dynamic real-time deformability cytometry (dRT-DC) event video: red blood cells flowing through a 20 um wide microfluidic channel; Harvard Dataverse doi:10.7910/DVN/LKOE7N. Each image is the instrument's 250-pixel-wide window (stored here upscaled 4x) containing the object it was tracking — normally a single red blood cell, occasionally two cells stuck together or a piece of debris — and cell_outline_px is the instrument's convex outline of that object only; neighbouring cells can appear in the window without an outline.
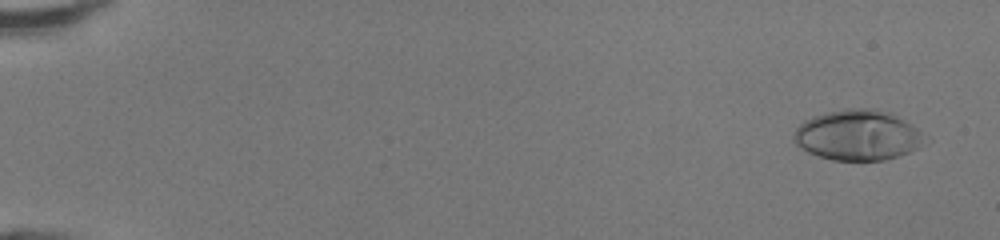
{"species": "human", "species_latin": "Homo sapiens", "temperature_condition": "room temperature", "stored_images_in_passage": 49, "camera_frame_rate_fps": 3000, "um_per_image_px": 0.085, "donor": {"sex": "female"}, "frame": {"image": 1, "passage_image": 3, "time_ms": 0.667, "image_size_px": [1000, 240], "cell_outline_px": [[924, 140], [916, 148], [908, 152], [884, 160], [832, 160], [808, 152], [796, 144], [792, 140], [792, 136], [796, 128], [804, 120], [812, 116], [828, 112], [848, 108], [864, 108], [888, 112], [904, 120], [916, 128], [924, 136]], "centroid_in_image_um": [72.84, 11.49], "position_along_channel_um": 12.2, "area_um2": 37.92}}
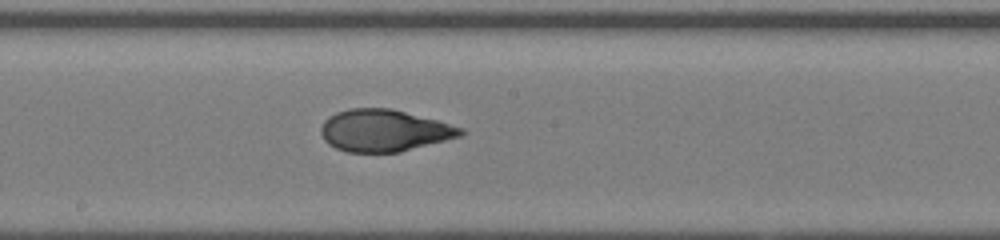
{"frame": {"image": 2, "passage_image": 29, "time_ms": 9.333, "image_size_px": [1000, 240], "cell_outline_px": [[464, 136], [400, 152], [348, 152], [336, 148], [328, 144], [324, 140], [320, 132], [320, 128], [324, 120], [328, 116], [336, 112], [348, 108], [392, 108], [436, 120], [464, 128]], "centroid_in_image_um": [32.65, 11.09], "position_along_channel_um": 215.6, "area_um2": 34.39}}
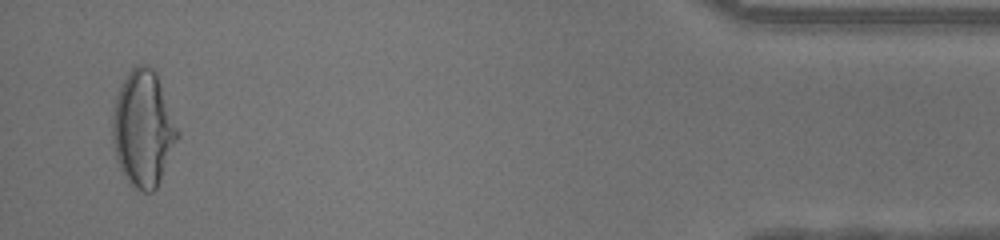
{"frame": {"image": 3, "passage_image": 48, "time_ms": 15.667, "image_size_px": [1000, 240], "cell_outline_px": [[180, 136], [156, 188], [152, 192], [144, 192], [136, 188], [124, 176], [116, 160], [112, 136], [112, 116], [116, 100], [120, 88], [128, 72], [136, 64], [148, 64], [156, 72], [180, 132]], "centroid_in_image_um": [12.18, 10.93], "position_along_channel_um": 423.0, "area_um2": 43.87}, "authors_computed_cell_mechanics": {"area_um2": 35.1424, "velocity_mm_per_s": 4.3274, "shape_relaxation_time_tau1_ms": 7.9766, "shape_relaxation_time_tau2_ms": 0.8656, "deformation_change_tau1": 0.3192, "deformation_change_tau2": 0.0586}}